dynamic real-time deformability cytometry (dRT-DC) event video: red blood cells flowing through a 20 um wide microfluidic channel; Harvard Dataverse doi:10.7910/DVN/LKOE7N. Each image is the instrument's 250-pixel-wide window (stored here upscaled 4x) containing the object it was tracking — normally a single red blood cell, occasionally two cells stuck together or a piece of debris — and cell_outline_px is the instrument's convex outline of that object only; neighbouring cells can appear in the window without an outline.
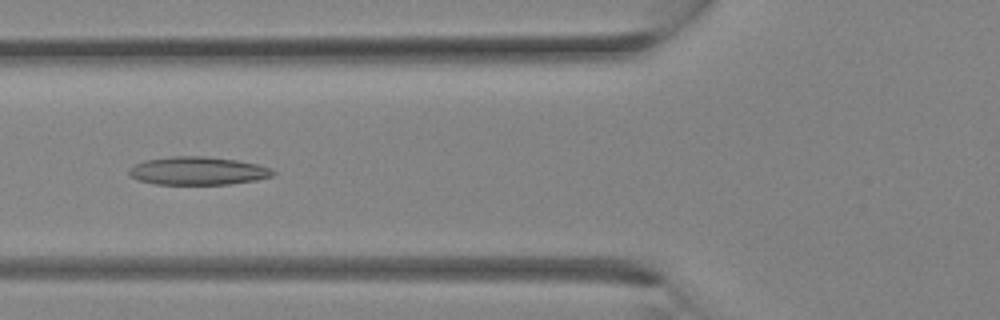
{"species": "Egyptian fruit bat (a non-hibernating species)", "species_latin": "Rousettus aegyptiacus", "temperature_condition": "room temperature", "stored_images_in_passage": 32, "camera_frame_rate_fps": 3000, "um_per_image_px": 0.085, "animal": {"sex": "female"}, "frame": {"image": 1, "passage_image": 12, "time_ms": 3.667, "image_size_px": [1000, 320], "cell_outline_px": [[276, 172], [272, 176], [256, 180], [228, 184], [156, 184], [136, 180], [128, 176], [128, 168], [144, 160], [172, 156], [204, 156], [236, 160], [256, 164], [272, 168]], "centroid_in_image_um": [16.77, 14.52], "position_along_channel_um": 109.0, "area_um2": 23.7}}
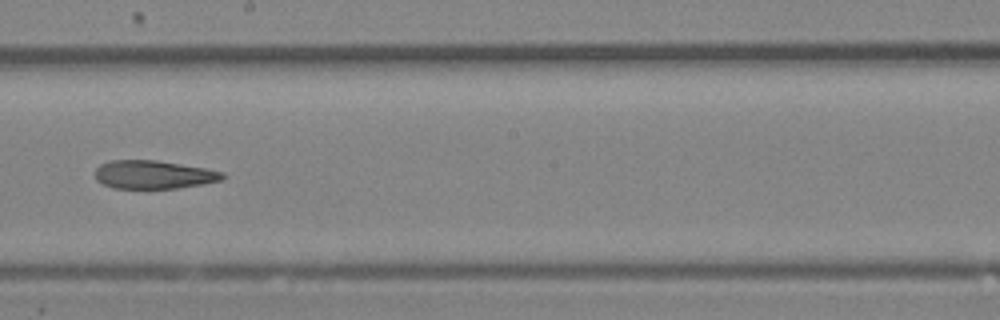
{"frame": {"image": 2, "passage_image": 18, "time_ms": 5.667, "image_size_px": [1000, 320], "cell_outline_px": [[224, 176], [220, 180], [204, 184], [180, 188], [112, 188], [100, 184], [96, 180], [92, 172], [100, 164], [112, 160], [156, 160], [208, 168], [224, 172]], "centroid_in_image_um": [13.01, 14.84], "position_along_channel_um": 235.2, "area_um2": 21.39}}
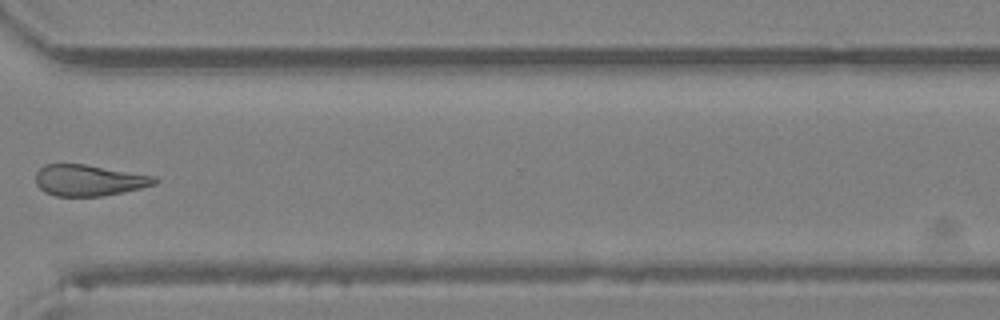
{"frame": {"image": 3, "passage_image": 24, "time_ms": 7.667, "image_size_px": [1000, 320], "cell_outline_px": [[160, 180], [156, 184], [140, 188], [100, 196], [56, 196], [44, 192], [36, 184], [36, 172], [44, 164], [84, 164], [156, 176]], "centroid_in_image_um": [7.55, 15.32], "position_along_channel_um": 363.0, "area_um2": 21.56}}